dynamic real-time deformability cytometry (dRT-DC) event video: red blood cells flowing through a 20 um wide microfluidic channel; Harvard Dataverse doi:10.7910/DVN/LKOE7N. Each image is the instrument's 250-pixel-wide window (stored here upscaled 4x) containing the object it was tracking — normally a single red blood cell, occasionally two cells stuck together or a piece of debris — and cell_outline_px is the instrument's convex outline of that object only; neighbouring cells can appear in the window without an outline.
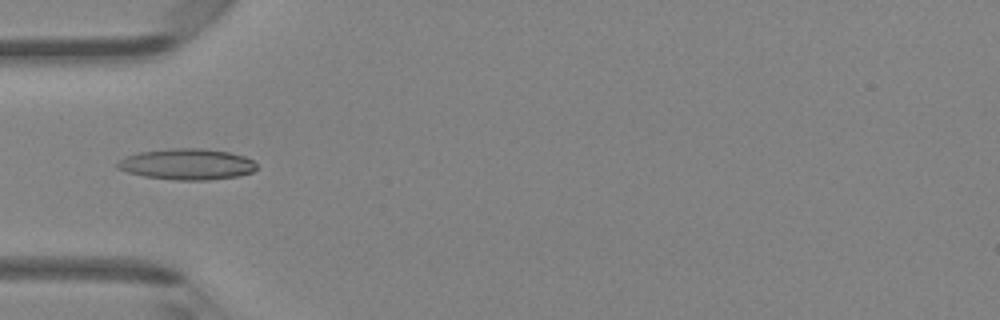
{"species": "Egyptian fruit bat (a non-hibernating species)", "species_latin": "Rousettus aegyptiacus", "temperature_condition": "room temperature", "stored_images_in_passage": 45, "camera_frame_rate_fps": 3000, "um_per_image_px": 0.085, "animal": {"sex": "female"}, "frame": {"image": 1, "passage_image": 14, "time_ms": 4.333, "image_size_px": [1000, 320], "cell_outline_px": [[256, 168], [252, 172], [236, 176], [208, 180], [176, 180], [144, 176], [128, 172], [116, 168], [116, 164], [120, 160], [128, 156], [140, 152], [172, 148], [200, 148], [228, 152], [244, 156], [252, 160], [256, 164]], "centroid_in_image_um": [15.89, 13.96], "position_along_channel_um": 69.1, "area_um2": 24.91}}
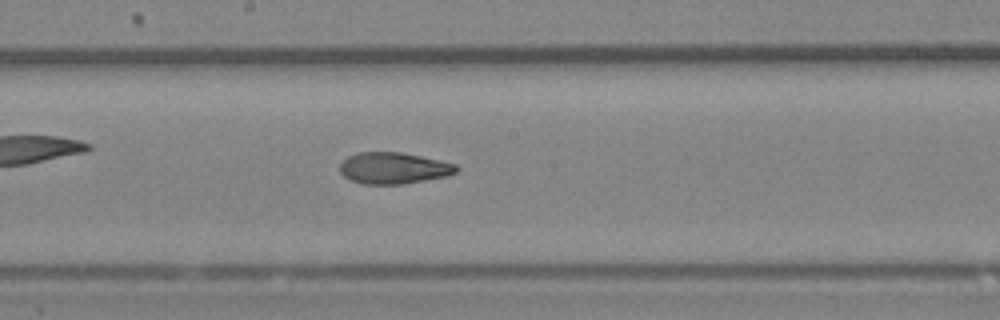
{"frame": {"image": 2, "passage_image": 24, "time_ms": 7.667, "image_size_px": [1000, 320], "cell_outline_px": [[460, 168], [456, 172], [448, 176], [404, 184], [364, 184], [348, 180], [340, 172], [340, 164], [348, 156], [356, 152], [400, 152], [420, 156], [456, 164]], "centroid_in_image_um": [33.45, 14.29], "position_along_channel_um": 214.8, "area_um2": 21.44}}
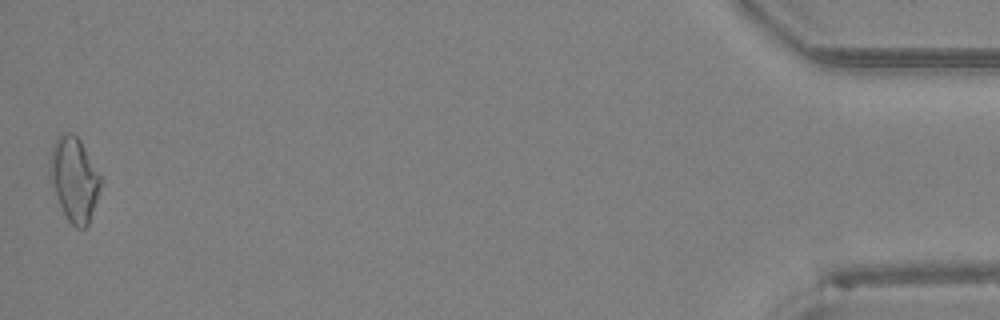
{"frame": {"image": 3, "passage_image": 45, "time_ms": 14.667, "image_size_px": [1000, 320], "cell_outline_px": [[104, 180], [88, 224], [84, 228], [76, 228], [68, 220], [56, 196], [52, 184], [52, 148], [56, 136], [64, 132], [72, 132], [80, 140]], "centroid_in_image_um": [6.37, 15.22], "position_along_channel_um": 428.8, "area_um2": 24.45}, "authors_computed_cell_mechanics": {"area_um2": 22.3108, "velocity_mm_per_s": 4.3863, "shape_relaxation_time_tau1_ms": null, "shape_relaxation_time_tau2_ms": 2.4201, "deformation_change_tau1": null, "deformation_change_tau2": 0.0988}}